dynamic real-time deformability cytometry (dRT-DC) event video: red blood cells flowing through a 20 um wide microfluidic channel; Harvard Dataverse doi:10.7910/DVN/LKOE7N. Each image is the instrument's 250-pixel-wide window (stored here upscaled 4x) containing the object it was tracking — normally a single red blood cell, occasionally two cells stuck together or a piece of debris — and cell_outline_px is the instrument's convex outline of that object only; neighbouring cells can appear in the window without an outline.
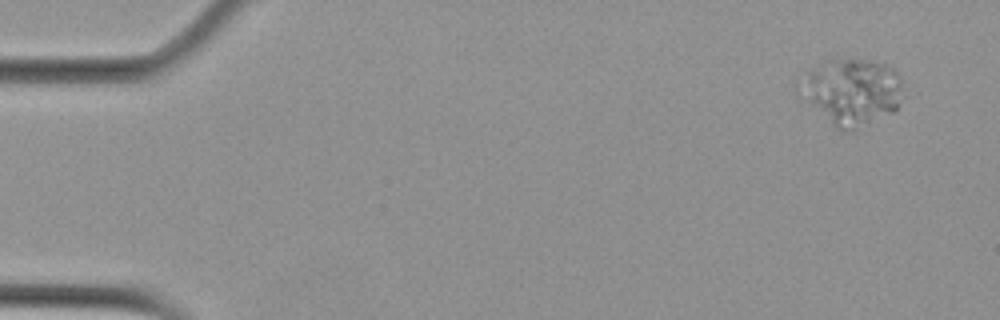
{"species": "Egyptian fruit bat (a non-hibernating species)", "species_latin": "Rousettus aegyptiacus", "temperature_condition": "cold", "stored_images_in_passage": 3, "camera_frame_rate_fps": 3000, "um_per_image_px": 0.085, "animal": {"sex": "female"}, "frame": {"image": 1, "passage_image": 1, "time_ms": 0.0, "image_size_px": [1000, 320], "cell_outline_px": [[908, 96], [892, 112], [856, 132], [844, 132], [836, 128], [804, 100], [796, 92], [808, 72], [812, 68], [832, 56], [848, 56], [868, 60], [884, 64], [892, 68], [900, 76]], "centroid_in_image_um": [72.46, 7.79], "position_along_channel_um": 12.5, "area_um2": 41.56}}